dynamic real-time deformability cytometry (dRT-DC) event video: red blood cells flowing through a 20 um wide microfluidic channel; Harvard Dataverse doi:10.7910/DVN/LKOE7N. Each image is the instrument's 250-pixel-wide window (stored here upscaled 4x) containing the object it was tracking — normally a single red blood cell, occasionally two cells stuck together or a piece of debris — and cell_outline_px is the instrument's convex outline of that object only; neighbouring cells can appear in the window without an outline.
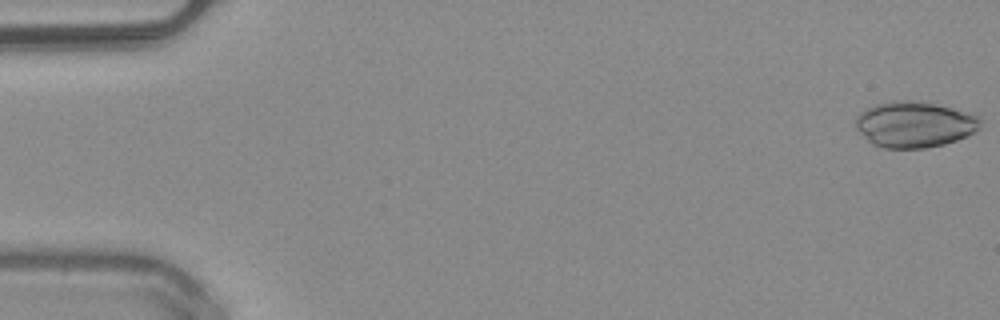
{"species": "common noctule bat (a hibernating species)", "species_latin": "Nyctalus noctula", "temperature_condition": "warm", "stored_images_in_passage": 50, "camera_frame_rate_fps": 3000, "um_per_image_px": 0.085, "animal": {"sex": "male", "body_mass_g": 20.4}, "frame": {"image": 1, "passage_image": 1, "time_ms": 0.0, "image_size_px": [1000, 320], "cell_outline_px": [[984, 120], [980, 128], [976, 132], [968, 136], [944, 144], [924, 148], [884, 148], [872, 144], [856, 128], [856, 116], [860, 112], [876, 104], [892, 100], [908, 100], [936, 104], [976, 112]], "centroid_in_image_um": [77.82, 10.56], "position_along_channel_um": 7.2, "area_um2": 33.93}}
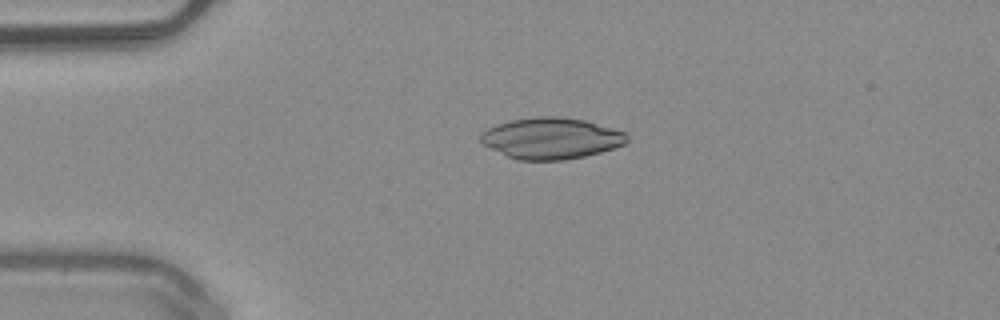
{"frame": {"image": 2, "passage_image": 12, "time_ms": 3.667, "image_size_px": [1000, 320], "cell_outline_px": [[628, 140], [624, 144], [600, 152], [584, 156], [564, 160], [516, 160], [484, 144], [480, 140], [480, 136], [488, 128], [496, 124], [512, 120], [536, 116], [556, 116], [584, 120], [612, 128], [624, 132], [628, 136]], "centroid_in_image_um": [46.85, 11.75], "position_along_channel_um": 38.1, "area_um2": 34.8}}